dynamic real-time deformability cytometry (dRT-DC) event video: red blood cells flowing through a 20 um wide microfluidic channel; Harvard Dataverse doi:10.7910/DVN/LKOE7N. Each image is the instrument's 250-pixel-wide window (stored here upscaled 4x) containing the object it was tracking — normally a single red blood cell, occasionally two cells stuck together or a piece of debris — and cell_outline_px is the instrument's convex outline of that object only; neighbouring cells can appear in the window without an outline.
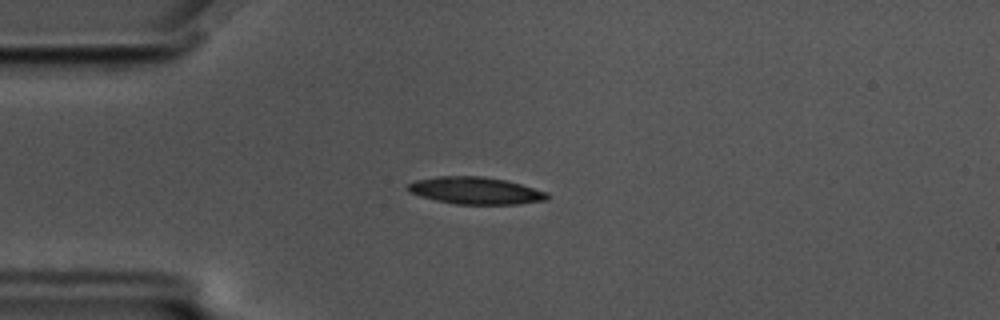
{"species": "common noctule bat (a hibernating species)", "species_latin": "Nyctalus noctula", "temperature_condition": "cold", "stored_images_in_passage": 57, "camera_frame_rate_fps": 3000, "um_per_image_px": 0.085, "animal": {"sex": "male", "body_mass_g": 17.5, "forearm_length_mm": 52.3}, "frame": {"image": 1, "passage_image": 14, "time_ms": 4.333, "image_size_px": [1000, 320], "cell_outline_px": [[552, 196], [548, 200], [520, 204], [456, 204], [436, 200], [420, 196], [404, 188], [408, 184], [416, 180], [436, 176], [484, 176], [504, 180], [520, 184], [548, 192]], "centroid_in_image_um": [40.45, 16.2], "position_along_channel_um": 44.5, "area_um2": 22.14}}
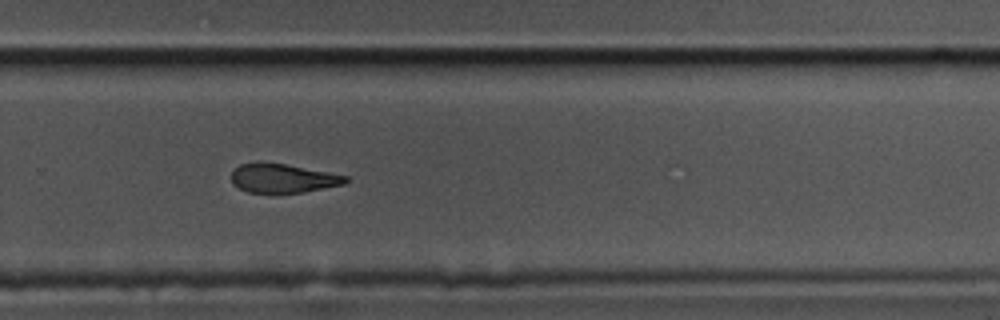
{"frame": {"image": 2, "passage_image": 38, "time_ms": 12.333, "image_size_px": [1000, 320], "cell_outline_px": [[348, 180], [344, 184], [304, 192], [248, 192], [232, 184], [232, 172], [240, 164], [256, 160], [260, 160], [284, 164], [328, 172], [348, 176]], "centroid_in_image_um": [24.0, 15.12], "position_along_channel_um": 305.8, "area_um2": 19.31}}
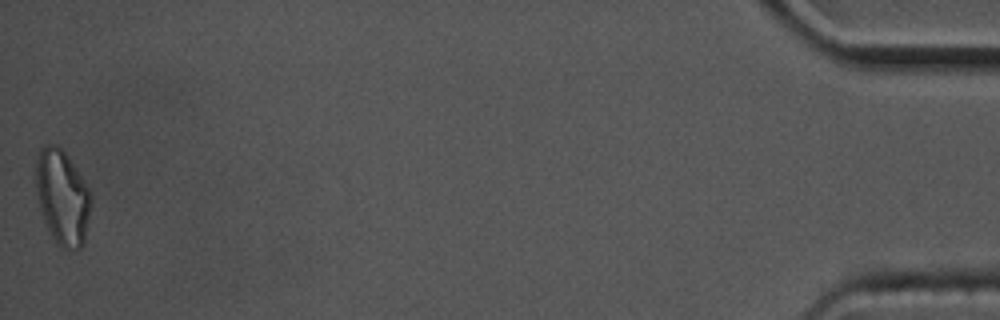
{"frame": {"image": 3, "passage_image": 57, "time_ms": 18.667, "image_size_px": [1000, 320], "cell_outline_px": [[92, 200], [84, 244], [80, 248], [60, 248], [56, 244], [44, 220], [40, 208], [36, 192], [36, 156], [40, 148], [44, 144], [56, 144], [68, 156], [84, 180], [92, 196]], "centroid_in_image_um": [5.3, 16.75], "position_along_channel_um": 429.9, "area_um2": 30.58}, "authors_computed_cell_mechanics": {"area_um2": 21.8484, "velocity_mm_per_s": 3.4906, "shape_relaxation_time_tau1_ms": 6.6027, "shape_relaxation_time_tau2_ms": 5.6971, "deformation_change_tau1": 0.1496, "deformation_change_tau2": 0.1474}}